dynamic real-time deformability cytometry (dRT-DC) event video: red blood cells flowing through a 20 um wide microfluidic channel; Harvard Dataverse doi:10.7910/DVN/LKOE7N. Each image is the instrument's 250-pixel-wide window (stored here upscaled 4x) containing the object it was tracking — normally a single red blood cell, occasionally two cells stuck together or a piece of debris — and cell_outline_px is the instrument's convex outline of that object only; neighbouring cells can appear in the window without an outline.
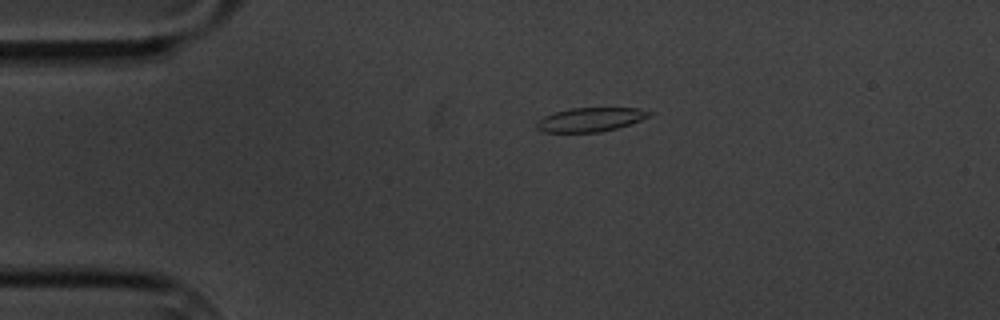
{"species": "common noctule bat (a hibernating species)", "species_latin": "Nyctalus noctula", "temperature_condition": "cold", "stored_images_in_passage": 9, "camera_frame_rate_fps": 3000, "um_per_image_px": 0.085, "animal": {"sex": "male", "body_mass_g": 20.1, "forearm_length_mm": 53.5}, "frame": {"image": 1, "passage_image": 1, "time_ms": 0.0, "image_size_px": [1000, 320], "cell_outline_px": [[652, 116], [616, 128], [600, 132], [544, 132], [536, 128], [536, 124], [544, 116], [556, 112], [572, 108], [636, 108], [652, 112]], "centroid_in_image_um": [50.19, 10.16], "position_along_channel_um": 34.8, "area_um2": 15.49}}
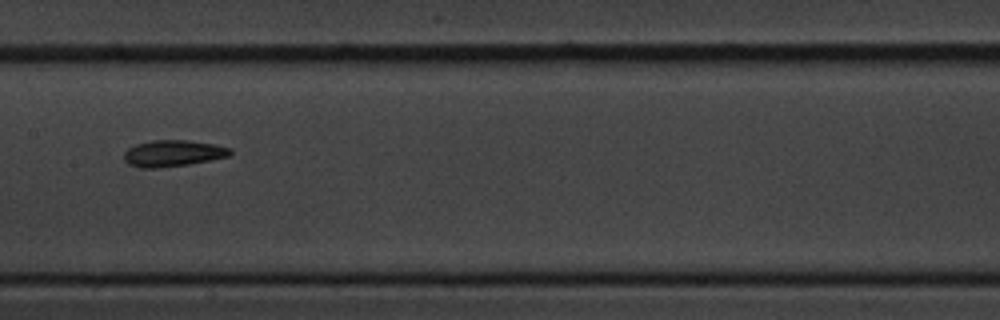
{"frame": {"image": 2, "passage_image": 6, "time_ms": 5.667, "image_size_px": [1000, 320], "cell_outline_px": [[232, 152], [228, 156], [212, 160], [188, 164], [156, 168], [140, 168], [128, 164], [124, 160], [124, 152], [128, 148], [136, 144], [152, 140], [188, 140], [212, 144], [232, 148]], "centroid_in_image_um": [14.68, 13.03], "position_along_channel_um": 192.7, "area_um2": 16.36}}
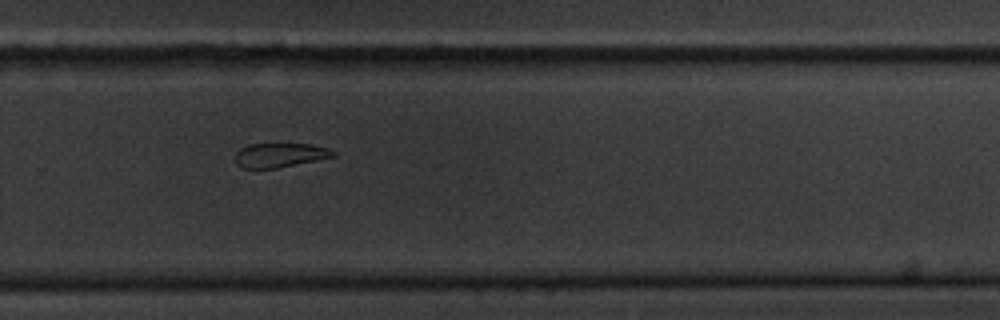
{"frame": {"image": 3, "passage_image": 9, "time_ms": 9.0, "image_size_px": [1000, 320], "cell_outline_px": [[336, 156], [276, 168], [240, 168], [236, 164], [236, 152], [240, 148], [248, 144], [312, 144], [328, 148], [336, 152]], "centroid_in_image_um": [23.78, 13.18], "position_along_channel_um": 306.0, "area_um2": 13.81}}